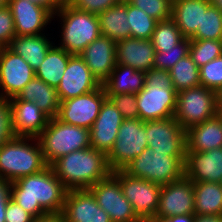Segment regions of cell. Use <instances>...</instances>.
Masks as SVG:
<instances>
[{
	"label": "cell",
	"mask_w": 222,
	"mask_h": 222,
	"mask_svg": "<svg viewBox=\"0 0 222 222\" xmlns=\"http://www.w3.org/2000/svg\"><path fill=\"white\" fill-rule=\"evenodd\" d=\"M67 189L48 165L42 171L11 184V199L35 219L63 211Z\"/></svg>",
	"instance_id": "1"
},
{
	"label": "cell",
	"mask_w": 222,
	"mask_h": 222,
	"mask_svg": "<svg viewBox=\"0 0 222 222\" xmlns=\"http://www.w3.org/2000/svg\"><path fill=\"white\" fill-rule=\"evenodd\" d=\"M50 166L68 191L89 189L112 173L107 155L93 147L71 152Z\"/></svg>",
	"instance_id": "2"
},
{
	"label": "cell",
	"mask_w": 222,
	"mask_h": 222,
	"mask_svg": "<svg viewBox=\"0 0 222 222\" xmlns=\"http://www.w3.org/2000/svg\"><path fill=\"white\" fill-rule=\"evenodd\" d=\"M48 165L38 138L14 136L0 145V178L15 180L38 173Z\"/></svg>",
	"instance_id": "3"
},
{
	"label": "cell",
	"mask_w": 222,
	"mask_h": 222,
	"mask_svg": "<svg viewBox=\"0 0 222 222\" xmlns=\"http://www.w3.org/2000/svg\"><path fill=\"white\" fill-rule=\"evenodd\" d=\"M53 18L59 21L57 29L61 27L55 44L71 55H80L101 35L98 15L79 11L68 3H62Z\"/></svg>",
	"instance_id": "4"
},
{
	"label": "cell",
	"mask_w": 222,
	"mask_h": 222,
	"mask_svg": "<svg viewBox=\"0 0 222 222\" xmlns=\"http://www.w3.org/2000/svg\"><path fill=\"white\" fill-rule=\"evenodd\" d=\"M37 138L47 165L71 152L91 147L89 129L64 123L57 117L50 118Z\"/></svg>",
	"instance_id": "5"
},
{
	"label": "cell",
	"mask_w": 222,
	"mask_h": 222,
	"mask_svg": "<svg viewBox=\"0 0 222 222\" xmlns=\"http://www.w3.org/2000/svg\"><path fill=\"white\" fill-rule=\"evenodd\" d=\"M184 164L178 156L156 153L147 147L123 171L130 176L163 186L184 176Z\"/></svg>",
	"instance_id": "6"
},
{
	"label": "cell",
	"mask_w": 222,
	"mask_h": 222,
	"mask_svg": "<svg viewBox=\"0 0 222 222\" xmlns=\"http://www.w3.org/2000/svg\"><path fill=\"white\" fill-rule=\"evenodd\" d=\"M219 113L216 92L198 86L177 92L173 118L185 130L206 121Z\"/></svg>",
	"instance_id": "7"
},
{
	"label": "cell",
	"mask_w": 222,
	"mask_h": 222,
	"mask_svg": "<svg viewBox=\"0 0 222 222\" xmlns=\"http://www.w3.org/2000/svg\"><path fill=\"white\" fill-rule=\"evenodd\" d=\"M148 147L144 121L140 118L125 119L119 127L116 141L107 154L111 171L123 170Z\"/></svg>",
	"instance_id": "8"
},
{
	"label": "cell",
	"mask_w": 222,
	"mask_h": 222,
	"mask_svg": "<svg viewBox=\"0 0 222 222\" xmlns=\"http://www.w3.org/2000/svg\"><path fill=\"white\" fill-rule=\"evenodd\" d=\"M112 174L120 181L123 195L132 204L137 217L142 222L154 218L162 186L149 180L130 176L123 170L113 171Z\"/></svg>",
	"instance_id": "9"
},
{
	"label": "cell",
	"mask_w": 222,
	"mask_h": 222,
	"mask_svg": "<svg viewBox=\"0 0 222 222\" xmlns=\"http://www.w3.org/2000/svg\"><path fill=\"white\" fill-rule=\"evenodd\" d=\"M148 147L156 153L186 157V131L174 118L144 121Z\"/></svg>",
	"instance_id": "10"
},
{
	"label": "cell",
	"mask_w": 222,
	"mask_h": 222,
	"mask_svg": "<svg viewBox=\"0 0 222 222\" xmlns=\"http://www.w3.org/2000/svg\"><path fill=\"white\" fill-rule=\"evenodd\" d=\"M89 190L112 222H142L133 211L132 204L124 197L120 181L112 173Z\"/></svg>",
	"instance_id": "11"
},
{
	"label": "cell",
	"mask_w": 222,
	"mask_h": 222,
	"mask_svg": "<svg viewBox=\"0 0 222 222\" xmlns=\"http://www.w3.org/2000/svg\"><path fill=\"white\" fill-rule=\"evenodd\" d=\"M106 98L105 90L101 85L87 94L63 100L60 102L57 118L64 123L90 130Z\"/></svg>",
	"instance_id": "12"
},
{
	"label": "cell",
	"mask_w": 222,
	"mask_h": 222,
	"mask_svg": "<svg viewBox=\"0 0 222 222\" xmlns=\"http://www.w3.org/2000/svg\"><path fill=\"white\" fill-rule=\"evenodd\" d=\"M136 101L142 121L173 118L177 91L172 85L144 86L136 94Z\"/></svg>",
	"instance_id": "13"
},
{
	"label": "cell",
	"mask_w": 222,
	"mask_h": 222,
	"mask_svg": "<svg viewBox=\"0 0 222 222\" xmlns=\"http://www.w3.org/2000/svg\"><path fill=\"white\" fill-rule=\"evenodd\" d=\"M35 77V70L8 47L0 48V97H16Z\"/></svg>",
	"instance_id": "14"
},
{
	"label": "cell",
	"mask_w": 222,
	"mask_h": 222,
	"mask_svg": "<svg viewBox=\"0 0 222 222\" xmlns=\"http://www.w3.org/2000/svg\"><path fill=\"white\" fill-rule=\"evenodd\" d=\"M195 214L193 181L185 175L161 187L156 218Z\"/></svg>",
	"instance_id": "15"
},
{
	"label": "cell",
	"mask_w": 222,
	"mask_h": 222,
	"mask_svg": "<svg viewBox=\"0 0 222 222\" xmlns=\"http://www.w3.org/2000/svg\"><path fill=\"white\" fill-rule=\"evenodd\" d=\"M7 6L13 15L16 36L40 35L51 28L54 15L47 8L28 0H8Z\"/></svg>",
	"instance_id": "16"
},
{
	"label": "cell",
	"mask_w": 222,
	"mask_h": 222,
	"mask_svg": "<svg viewBox=\"0 0 222 222\" xmlns=\"http://www.w3.org/2000/svg\"><path fill=\"white\" fill-rule=\"evenodd\" d=\"M101 85L83 58L80 55H71L56 92L61 102L92 92Z\"/></svg>",
	"instance_id": "17"
},
{
	"label": "cell",
	"mask_w": 222,
	"mask_h": 222,
	"mask_svg": "<svg viewBox=\"0 0 222 222\" xmlns=\"http://www.w3.org/2000/svg\"><path fill=\"white\" fill-rule=\"evenodd\" d=\"M61 214L65 222H112L89 189L67 191Z\"/></svg>",
	"instance_id": "18"
},
{
	"label": "cell",
	"mask_w": 222,
	"mask_h": 222,
	"mask_svg": "<svg viewBox=\"0 0 222 222\" xmlns=\"http://www.w3.org/2000/svg\"><path fill=\"white\" fill-rule=\"evenodd\" d=\"M119 110L106 98L93 126L90 128V145L106 155L116 141L119 127L123 122Z\"/></svg>",
	"instance_id": "19"
},
{
	"label": "cell",
	"mask_w": 222,
	"mask_h": 222,
	"mask_svg": "<svg viewBox=\"0 0 222 222\" xmlns=\"http://www.w3.org/2000/svg\"><path fill=\"white\" fill-rule=\"evenodd\" d=\"M9 103L14 135L37 138L46 128L50 117L34 102L12 97L9 99Z\"/></svg>",
	"instance_id": "20"
},
{
	"label": "cell",
	"mask_w": 222,
	"mask_h": 222,
	"mask_svg": "<svg viewBox=\"0 0 222 222\" xmlns=\"http://www.w3.org/2000/svg\"><path fill=\"white\" fill-rule=\"evenodd\" d=\"M184 175L193 182L222 183V147L206 152H186Z\"/></svg>",
	"instance_id": "21"
},
{
	"label": "cell",
	"mask_w": 222,
	"mask_h": 222,
	"mask_svg": "<svg viewBox=\"0 0 222 222\" xmlns=\"http://www.w3.org/2000/svg\"><path fill=\"white\" fill-rule=\"evenodd\" d=\"M92 74L102 84L116 64V42L100 35L80 54Z\"/></svg>",
	"instance_id": "22"
},
{
	"label": "cell",
	"mask_w": 222,
	"mask_h": 222,
	"mask_svg": "<svg viewBox=\"0 0 222 222\" xmlns=\"http://www.w3.org/2000/svg\"><path fill=\"white\" fill-rule=\"evenodd\" d=\"M156 50L151 40L127 38L116 42V64L147 72L154 68Z\"/></svg>",
	"instance_id": "23"
},
{
	"label": "cell",
	"mask_w": 222,
	"mask_h": 222,
	"mask_svg": "<svg viewBox=\"0 0 222 222\" xmlns=\"http://www.w3.org/2000/svg\"><path fill=\"white\" fill-rule=\"evenodd\" d=\"M222 147V113L186 131V152H206Z\"/></svg>",
	"instance_id": "24"
},
{
	"label": "cell",
	"mask_w": 222,
	"mask_h": 222,
	"mask_svg": "<svg viewBox=\"0 0 222 222\" xmlns=\"http://www.w3.org/2000/svg\"><path fill=\"white\" fill-rule=\"evenodd\" d=\"M53 33H43L34 36H15L8 48L20 55L34 70H36L46 57L49 49L57 41ZM50 36V37H49ZM51 39V40H50Z\"/></svg>",
	"instance_id": "25"
},
{
	"label": "cell",
	"mask_w": 222,
	"mask_h": 222,
	"mask_svg": "<svg viewBox=\"0 0 222 222\" xmlns=\"http://www.w3.org/2000/svg\"><path fill=\"white\" fill-rule=\"evenodd\" d=\"M18 100L34 102L50 118L57 117L60 100L56 88L34 77L17 94Z\"/></svg>",
	"instance_id": "26"
},
{
	"label": "cell",
	"mask_w": 222,
	"mask_h": 222,
	"mask_svg": "<svg viewBox=\"0 0 222 222\" xmlns=\"http://www.w3.org/2000/svg\"><path fill=\"white\" fill-rule=\"evenodd\" d=\"M145 85V72L117 64L102 83L106 96L112 94H137Z\"/></svg>",
	"instance_id": "27"
},
{
	"label": "cell",
	"mask_w": 222,
	"mask_h": 222,
	"mask_svg": "<svg viewBox=\"0 0 222 222\" xmlns=\"http://www.w3.org/2000/svg\"><path fill=\"white\" fill-rule=\"evenodd\" d=\"M98 18L102 36L115 42L131 37L130 24L127 20V2H119L108 8L101 12Z\"/></svg>",
	"instance_id": "28"
},
{
	"label": "cell",
	"mask_w": 222,
	"mask_h": 222,
	"mask_svg": "<svg viewBox=\"0 0 222 222\" xmlns=\"http://www.w3.org/2000/svg\"><path fill=\"white\" fill-rule=\"evenodd\" d=\"M185 38H191L201 26L202 0H173L172 17Z\"/></svg>",
	"instance_id": "29"
},
{
	"label": "cell",
	"mask_w": 222,
	"mask_h": 222,
	"mask_svg": "<svg viewBox=\"0 0 222 222\" xmlns=\"http://www.w3.org/2000/svg\"><path fill=\"white\" fill-rule=\"evenodd\" d=\"M195 215H222V183L193 182Z\"/></svg>",
	"instance_id": "30"
},
{
	"label": "cell",
	"mask_w": 222,
	"mask_h": 222,
	"mask_svg": "<svg viewBox=\"0 0 222 222\" xmlns=\"http://www.w3.org/2000/svg\"><path fill=\"white\" fill-rule=\"evenodd\" d=\"M71 54L54 44L46 54L45 59L35 70V77L49 86L57 88L67 67Z\"/></svg>",
	"instance_id": "31"
},
{
	"label": "cell",
	"mask_w": 222,
	"mask_h": 222,
	"mask_svg": "<svg viewBox=\"0 0 222 222\" xmlns=\"http://www.w3.org/2000/svg\"><path fill=\"white\" fill-rule=\"evenodd\" d=\"M193 40H222V12L211 5L210 0H202V20Z\"/></svg>",
	"instance_id": "32"
},
{
	"label": "cell",
	"mask_w": 222,
	"mask_h": 222,
	"mask_svg": "<svg viewBox=\"0 0 222 222\" xmlns=\"http://www.w3.org/2000/svg\"><path fill=\"white\" fill-rule=\"evenodd\" d=\"M169 72L177 92L200 86V69L189 55L180 59Z\"/></svg>",
	"instance_id": "33"
},
{
	"label": "cell",
	"mask_w": 222,
	"mask_h": 222,
	"mask_svg": "<svg viewBox=\"0 0 222 222\" xmlns=\"http://www.w3.org/2000/svg\"><path fill=\"white\" fill-rule=\"evenodd\" d=\"M127 15L131 37L150 40L158 21L148 16L143 10L134 7L129 2H127Z\"/></svg>",
	"instance_id": "34"
},
{
	"label": "cell",
	"mask_w": 222,
	"mask_h": 222,
	"mask_svg": "<svg viewBox=\"0 0 222 222\" xmlns=\"http://www.w3.org/2000/svg\"><path fill=\"white\" fill-rule=\"evenodd\" d=\"M184 38L174 20L169 18L157 22L150 40L155 49H169Z\"/></svg>",
	"instance_id": "35"
},
{
	"label": "cell",
	"mask_w": 222,
	"mask_h": 222,
	"mask_svg": "<svg viewBox=\"0 0 222 222\" xmlns=\"http://www.w3.org/2000/svg\"><path fill=\"white\" fill-rule=\"evenodd\" d=\"M222 55V40L190 39L189 56L200 68Z\"/></svg>",
	"instance_id": "36"
},
{
	"label": "cell",
	"mask_w": 222,
	"mask_h": 222,
	"mask_svg": "<svg viewBox=\"0 0 222 222\" xmlns=\"http://www.w3.org/2000/svg\"><path fill=\"white\" fill-rule=\"evenodd\" d=\"M190 38L169 49H155L154 68L169 71L180 59L189 55Z\"/></svg>",
	"instance_id": "37"
},
{
	"label": "cell",
	"mask_w": 222,
	"mask_h": 222,
	"mask_svg": "<svg viewBox=\"0 0 222 222\" xmlns=\"http://www.w3.org/2000/svg\"><path fill=\"white\" fill-rule=\"evenodd\" d=\"M173 0H130L134 7L143 10L148 16L157 21L167 20L172 17Z\"/></svg>",
	"instance_id": "38"
},
{
	"label": "cell",
	"mask_w": 222,
	"mask_h": 222,
	"mask_svg": "<svg viewBox=\"0 0 222 222\" xmlns=\"http://www.w3.org/2000/svg\"><path fill=\"white\" fill-rule=\"evenodd\" d=\"M199 69L200 86L217 92L222 87V55Z\"/></svg>",
	"instance_id": "39"
},
{
	"label": "cell",
	"mask_w": 222,
	"mask_h": 222,
	"mask_svg": "<svg viewBox=\"0 0 222 222\" xmlns=\"http://www.w3.org/2000/svg\"><path fill=\"white\" fill-rule=\"evenodd\" d=\"M107 98L119 110L124 120L139 118L136 94H112L111 96H107Z\"/></svg>",
	"instance_id": "40"
},
{
	"label": "cell",
	"mask_w": 222,
	"mask_h": 222,
	"mask_svg": "<svg viewBox=\"0 0 222 222\" xmlns=\"http://www.w3.org/2000/svg\"><path fill=\"white\" fill-rule=\"evenodd\" d=\"M16 36L15 24L10 8L6 5L0 9V47H8Z\"/></svg>",
	"instance_id": "41"
},
{
	"label": "cell",
	"mask_w": 222,
	"mask_h": 222,
	"mask_svg": "<svg viewBox=\"0 0 222 222\" xmlns=\"http://www.w3.org/2000/svg\"><path fill=\"white\" fill-rule=\"evenodd\" d=\"M119 2V0H70L68 4L79 11L99 15Z\"/></svg>",
	"instance_id": "42"
},
{
	"label": "cell",
	"mask_w": 222,
	"mask_h": 222,
	"mask_svg": "<svg viewBox=\"0 0 222 222\" xmlns=\"http://www.w3.org/2000/svg\"><path fill=\"white\" fill-rule=\"evenodd\" d=\"M14 136L9 99L0 97V145Z\"/></svg>",
	"instance_id": "43"
},
{
	"label": "cell",
	"mask_w": 222,
	"mask_h": 222,
	"mask_svg": "<svg viewBox=\"0 0 222 222\" xmlns=\"http://www.w3.org/2000/svg\"><path fill=\"white\" fill-rule=\"evenodd\" d=\"M34 217L12 199L6 207V222H34Z\"/></svg>",
	"instance_id": "44"
},
{
	"label": "cell",
	"mask_w": 222,
	"mask_h": 222,
	"mask_svg": "<svg viewBox=\"0 0 222 222\" xmlns=\"http://www.w3.org/2000/svg\"><path fill=\"white\" fill-rule=\"evenodd\" d=\"M172 85L170 72L167 70L151 68L145 72V85L144 86H164Z\"/></svg>",
	"instance_id": "45"
},
{
	"label": "cell",
	"mask_w": 222,
	"mask_h": 222,
	"mask_svg": "<svg viewBox=\"0 0 222 222\" xmlns=\"http://www.w3.org/2000/svg\"><path fill=\"white\" fill-rule=\"evenodd\" d=\"M12 182L0 178V222H6V207L11 199Z\"/></svg>",
	"instance_id": "46"
},
{
	"label": "cell",
	"mask_w": 222,
	"mask_h": 222,
	"mask_svg": "<svg viewBox=\"0 0 222 222\" xmlns=\"http://www.w3.org/2000/svg\"><path fill=\"white\" fill-rule=\"evenodd\" d=\"M28 1L38 4L44 8H47L53 15L62 5V3L59 0H28Z\"/></svg>",
	"instance_id": "47"
},
{
	"label": "cell",
	"mask_w": 222,
	"mask_h": 222,
	"mask_svg": "<svg viewBox=\"0 0 222 222\" xmlns=\"http://www.w3.org/2000/svg\"><path fill=\"white\" fill-rule=\"evenodd\" d=\"M34 222H65L63 215L60 214H47L42 217L34 219Z\"/></svg>",
	"instance_id": "48"
},
{
	"label": "cell",
	"mask_w": 222,
	"mask_h": 222,
	"mask_svg": "<svg viewBox=\"0 0 222 222\" xmlns=\"http://www.w3.org/2000/svg\"><path fill=\"white\" fill-rule=\"evenodd\" d=\"M194 222H222V215H195Z\"/></svg>",
	"instance_id": "49"
},
{
	"label": "cell",
	"mask_w": 222,
	"mask_h": 222,
	"mask_svg": "<svg viewBox=\"0 0 222 222\" xmlns=\"http://www.w3.org/2000/svg\"><path fill=\"white\" fill-rule=\"evenodd\" d=\"M169 222H194L195 214L177 215L166 218Z\"/></svg>",
	"instance_id": "50"
},
{
	"label": "cell",
	"mask_w": 222,
	"mask_h": 222,
	"mask_svg": "<svg viewBox=\"0 0 222 222\" xmlns=\"http://www.w3.org/2000/svg\"><path fill=\"white\" fill-rule=\"evenodd\" d=\"M219 113H222V87L216 92Z\"/></svg>",
	"instance_id": "51"
},
{
	"label": "cell",
	"mask_w": 222,
	"mask_h": 222,
	"mask_svg": "<svg viewBox=\"0 0 222 222\" xmlns=\"http://www.w3.org/2000/svg\"><path fill=\"white\" fill-rule=\"evenodd\" d=\"M210 3L222 12V0H210Z\"/></svg>",
	"instance_id": "52"
},
{
	"label": "cell",
	"mask_w": 222,
	"mask_h": 222,
	"mask_svg": "<svg viewBox=\"0 0 222 222\" xmlns=\"http://www.w3.org/2000/svg\"><path fill=\"white\" fill-rule=\"evenodd\" d=\"M146 222H169L166 218H152L147 220Z\"/></svg>",
	"instance_id": "53"
},
{
	"label": "cell",
	"mask_w": 222,
	"mask_h": 222,
	"mask_svg": "<svg viewBox=\"0 0 222 222\" xmlns=\"http://www.w3.org/2000/svg\"><path fill=\"white\" fill-rule=\"evenodd\" d=\"M7 1L8 0H0V9H2L3 7L7 5Z\"/></svg>",
	"instance_id": "54"
},
{
	"label": "cell",
	"mask_w": 222,
	"mask_h": 222,
	"mask_svg": "<svg viewBox=\"0 0 222 222\" xmlns=\"http://www.w3.org/2000/svg\"><path fill=\"white\" fill-rule=\"evenodd\" d=\"M61 3H69L70 0H59Z\"/></svg>",
	"instance_id": "55"
},
{
	"label": "cell",
	"mask_w": 222,
	"mask_h": 222,
	"mask_svg": "<svg viewBox=\"0 0 222 222\" xmlns=\"http://www.w3.org/2000/svg\"><path fill=\"white\" fill-rule=\"evenodd\" d=\"M120 2H129L130 0H119Z\"/></svg>",
	"instance_id": "56"
}]
</instances>
